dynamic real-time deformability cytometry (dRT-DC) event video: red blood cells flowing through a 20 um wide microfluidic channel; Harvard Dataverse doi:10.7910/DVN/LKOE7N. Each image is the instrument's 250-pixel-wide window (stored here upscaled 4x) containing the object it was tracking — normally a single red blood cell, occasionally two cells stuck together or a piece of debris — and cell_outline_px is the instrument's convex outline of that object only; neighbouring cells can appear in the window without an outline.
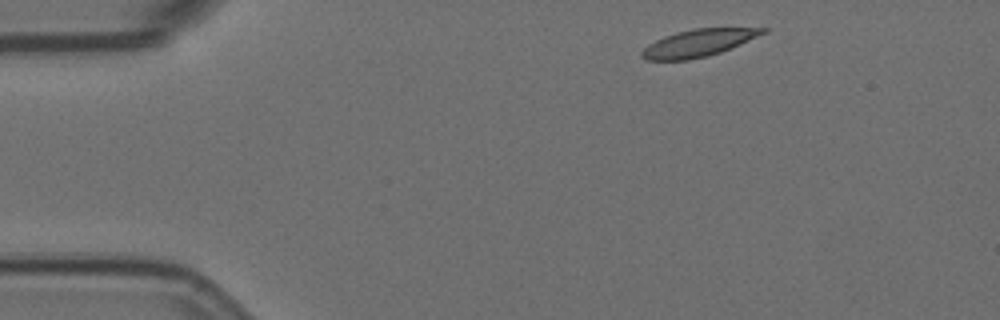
{"species": "Egyptian fruit bat (a non-hibernating species)", "species_latin": "Rousettus aegyptiacus", "temperature_condition": "room temperature", "stored_images_in_passage": 4, "camera_frame_rate_fps": 3000, "um_per_image_px": 0.085, "animal": {"sex": "female"}, "frame": {"image": 1, "passage_image": 1, "time_ms": 0.0, "image_size_px": [1000, 320], "cell_outline_px": [[768, 32], [740, 44], [720, 52], [708, 56], [688, 60], [644, 60], [640, 56], [640, 52], [648, 44], [664, 36], [676, 32], [692, 28], [768, 28]], "centroid_in_image_um": [59.33, 3.65], "position_along_channel_um": 25.7, "area_um2": 19.25}}
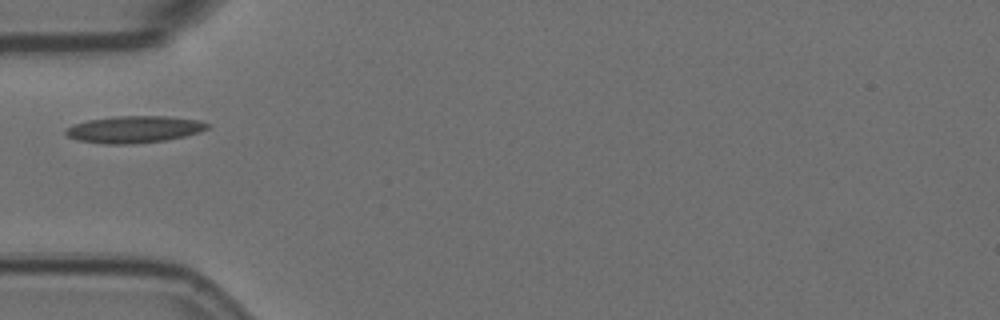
{"frame": {"image": 2, "passage_image": 4, "time_ms": 1.0, "image_size_px": [1000, 320], "cell_outline_px": [[212, 124], [208, 128], [200, 132], [184, 136], [164, 140], [132, 144], [104, 144], [76, 140], [68, 136], [64, 132], [64, 128], [72, 124], [88, 120], [116, 116], [168, 116], [200, 120]], "centroid_in_image_um": [11.39, 10.99], "position_along_channel_um": 73.6, "area_um2": 22.43}}